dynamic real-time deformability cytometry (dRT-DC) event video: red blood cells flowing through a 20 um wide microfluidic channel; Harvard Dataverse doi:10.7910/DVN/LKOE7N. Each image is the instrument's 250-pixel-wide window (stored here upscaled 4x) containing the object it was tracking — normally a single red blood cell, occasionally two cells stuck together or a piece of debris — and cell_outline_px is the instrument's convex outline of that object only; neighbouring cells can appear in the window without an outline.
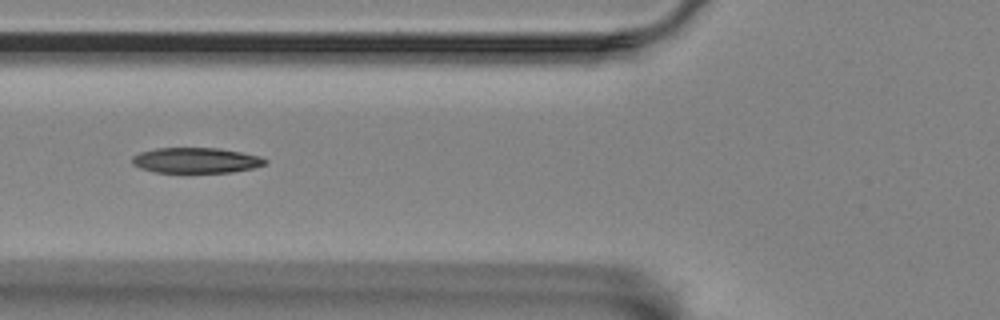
{"species": "Egyptian fruit bat (a non-hibernating species)", "species_latin": "Rousettus aegyptiacus", "temperature_condition": "room temperature", "stored_images_in_passage": 22, "camera_frame_rate_fps": 3000, "um_per_image_px": 0.085, "animal": {"sex": "female"}, "frame": {"image": 1, "passage_image": 7, "time_ms": 2.0, "image_size_px": [1000, 320], "cell_outline_px": [[268, 164], [252, 168], [232, 172], [156, 172], [140, 168], [132, 164], [132, 156], [140, 152], [156, 148], [220, 148], [260, 156], [268, 160]], "centroid_in_image_um": [16.67, 13.62], "position_along_channel_um": 109.1, "area_um2": 19.71}}
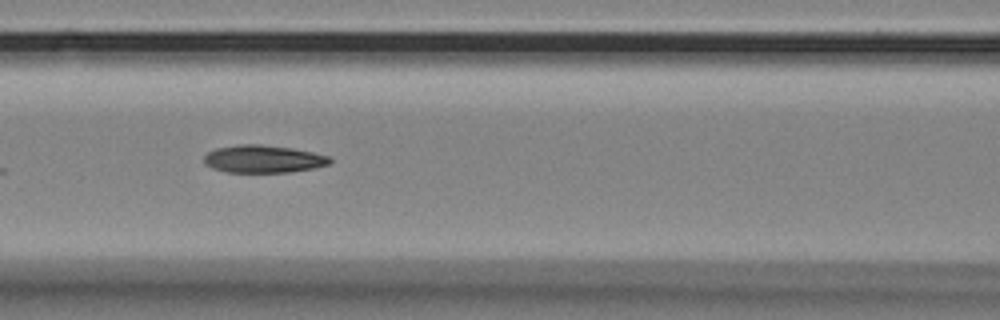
{"frame": {"image": 2, "passage_image": 10, "time_ms": 3.0, "image_size_px": [1000, 320], "cell_outline_px": [[332, 164], [316, 168], [288, 172], [228, 172], [212, 168], [204, 164], [204, 156], [208, 152], [216, 148], [240, 144], [260, 144], [292, 148], [332, 156]], "centroid_in_image_um": [22.43, 13.51], "position_along_channel_um": 144.2, "area_um2": 20.46}}
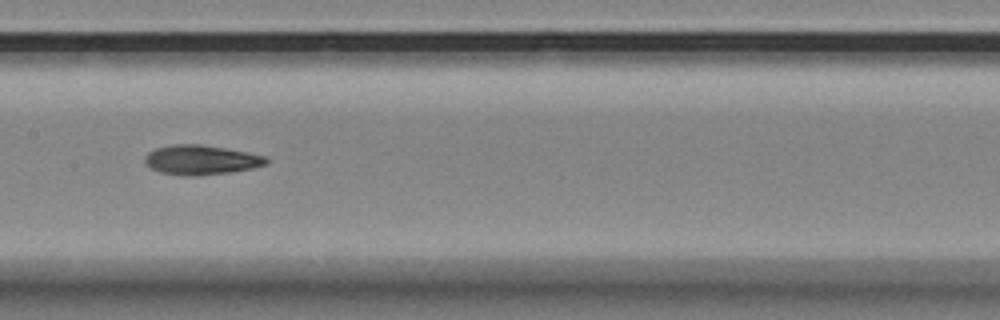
{"frame": {"image": 3, "passage_image": 14, "time_ms": 4.333, "image_size_px": [1000, 320], "cell_outline_px": [[268, 164], [252, 168], [228, 172], [196, 176], [180, 176], [160, 172], [152, 168], [144, 160], [144, 156], [148, 152], [156, 148], [172, 144], [200, 144], [248, 152], [264, 156], [268, 160]], "centroid_in_image_um": [17.07, 13.59], "position_along_channel_um": 190.3, "area_um2": 20.87}}